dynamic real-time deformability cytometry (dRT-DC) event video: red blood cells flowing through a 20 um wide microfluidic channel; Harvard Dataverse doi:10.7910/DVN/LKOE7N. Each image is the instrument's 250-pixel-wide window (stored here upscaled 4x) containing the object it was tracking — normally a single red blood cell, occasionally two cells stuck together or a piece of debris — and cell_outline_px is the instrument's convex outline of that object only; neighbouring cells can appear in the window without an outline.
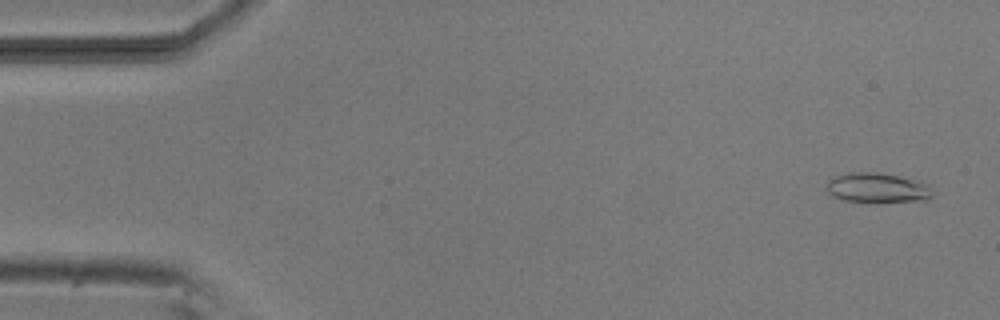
{"species": "common noctule bat (a hibernating species)", "species_latin": "Nyctalus noctula", "temperature_condition": "room temperature", "stored_images_in_passage": 53, "camera_frame_rate_fps": 3000, "um_per_image_px": 0.085, "animal": {"sex": "male", "body_mass_g": 20.5, "forearm_length_mm": 52.5}, "frame": {"image": 1, "passage_image": 3, "time_ms": 0.667, "image_size_px": [1000, 320], "cell_outline_px": [[936, 192], [928, 200], [876, 204], [844, 200], [832, 196], [828, 192], [828, 180], [836, 176], [848, 172], [876, 172], [916, 180], [928, 184]], "centroid_in_image_um": [74.64, 16.01], "position_along_channel_um": 10.4, "area_um2": 19.02}}
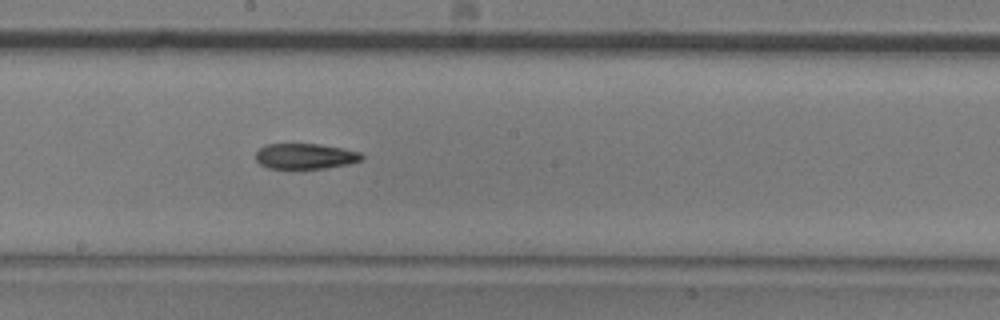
{"frame": {"image": 2, "passage_image": 29, "time_ms": 9.333, "image_size_px": [1000, 320], "cell_outline_px": [[364, 156], [360, 160], [348, 164], [328, 168], [268, 168], [260, 164], [256, 160], [256, 152], [264, 144], [320, 144], [344, 148], [360, 152]], "centroid_in_image_um": [25.95, 13.27], "position_along_channel_um": 222.3, "area_um2": 15.78}}
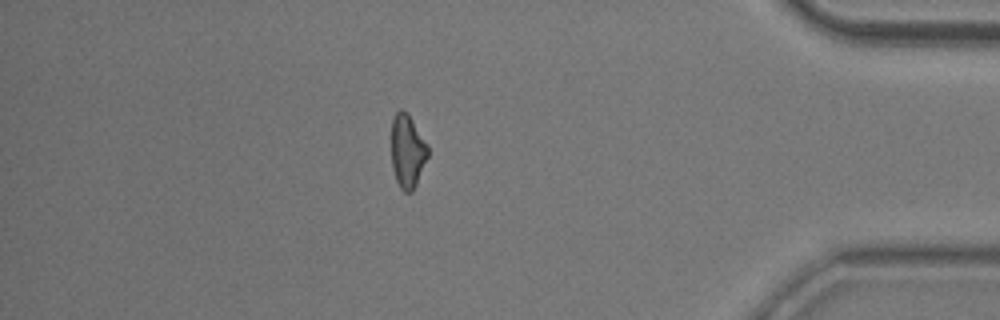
{"frame": {"image": 3, "passage_image": 46, "time_ms": 15.0, "image_size_px": [1000, 320], "cell_outline_px": [[428, 156], [416, 184], [412, 192], [404, 192], [400, 188], [396, 180], [392, 168], [392, 116], [400, 108], [408, 112], [428, 144]], "centroid_in_image_um": [34.63, 12.81], "position_along_channel_um": 400.6, "area_um2": 15.78}}